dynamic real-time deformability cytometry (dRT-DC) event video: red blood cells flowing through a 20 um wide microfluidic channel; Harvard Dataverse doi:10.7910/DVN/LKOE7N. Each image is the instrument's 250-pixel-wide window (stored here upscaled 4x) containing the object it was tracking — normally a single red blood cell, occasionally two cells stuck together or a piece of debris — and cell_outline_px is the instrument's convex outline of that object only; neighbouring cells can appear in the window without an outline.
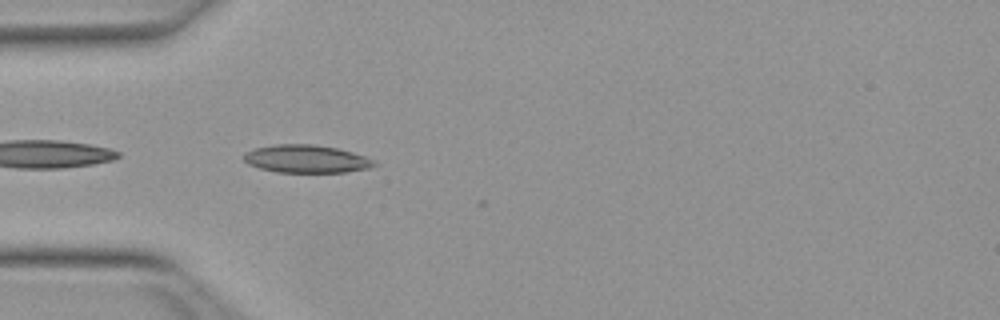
{"species": "Egyptian fruit bat (a non-hibernating species)", "species_latin": "Rousettus aegyptiacus", "temperature_condition": "warm", "stored_images_in_passage": 8, "camera_frame_rate_fps": 3000, "um_per_image_px": 0.085, "animal": {"sex": "female"}, "frame": {"image": 1, "passage_image": 1, "time_ms": 0.0, "image_size_px": [1000, 320], "cell_outline_px": [[376, 164], [372, 168], [344, 172], [276, 172], [260, 168], [248, 164], [244, 160], [244, 152], [256, 148], [276, 144], [316, 144], [336, 148], [352, 152], [376, 160]], "centroid_in_image_um": [26.05, 13.5], "position_along_channel_um": 58.9, "area_um2": 21.21}}
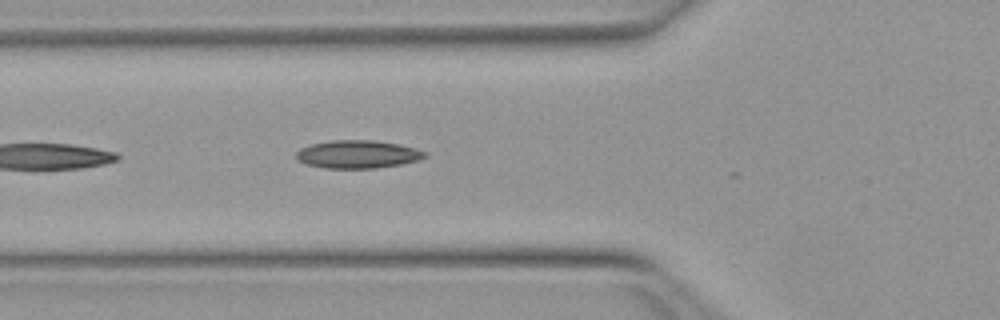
{"frame": {"image": 2, "passage_image": 4, "time_ms": 1.0, "image_size_px": [1000, 320], "cell_outline_px": [[428, 156], [416, 160], [400, 164], [376, 168], [324, 168], [308, 164], [296, 160], [296, 152], [300, 148], [312, 144], [332, 140], [372, 140], [400, 144], [416, 148], [428, 152]], "centroid_in_image_um": [30.41, 13.11], "position_along_channel_um": 95.4, "area_um2": 20.98}}
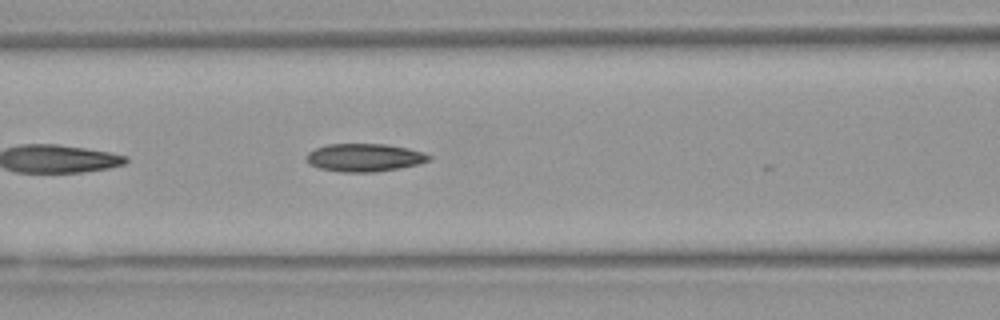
{"frame": {"image": 3, "passage_image": 7, "time_ms": 2.0, "image_size_px": [1000, 320], "cell_outline_px": [[432, 160], [420, 164], [400, 168], [376, 172], [340, 172], [320, 168], [308, 164], [304, 156], [308, 152], [316, 148], [328, 144], [388, 144], [408, 148], [424, 152], [432, 156]], "centroid_in_image_um": [31.0, 13.39], "position_along_channel_um": 135.6, "area_um2": 20.29}}